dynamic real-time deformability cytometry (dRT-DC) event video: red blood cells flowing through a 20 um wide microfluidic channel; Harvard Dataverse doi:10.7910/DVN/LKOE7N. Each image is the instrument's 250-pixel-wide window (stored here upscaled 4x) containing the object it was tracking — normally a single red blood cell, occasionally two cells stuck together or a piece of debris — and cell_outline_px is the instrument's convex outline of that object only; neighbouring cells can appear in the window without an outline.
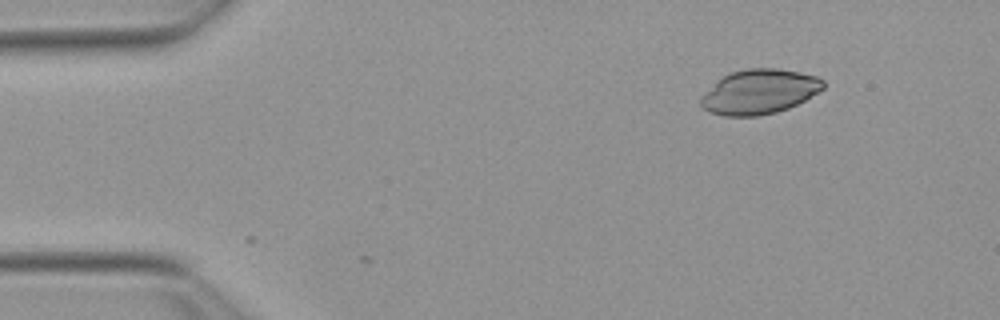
{"species": "Egyptian fruit bat (a non-hibernating species)", "species_latin": "Rousettus aegyptiacus", "temperature_condition": "warm", "stored_images_in_passage": 2, "camera_frame_rate_fps": 3000, "um_per_image_px": 0.085, "animal": {"sex": "female"}, "frame": {"image": 1, "passage_image": 1, "time_ms": 0.0, "image_size_px": [1000, 320], "cell_outline_px": [[824, 88], [804, 100], [788, 108], [776, 112], [760, 116], [724, 116], [708, 112], [700, 104], [700, 96], [704, 92], [728, 72], [748, 68], [776, 68], [800, 72], [816, 76], [824, 80]], "centroid_in_image_um": [64.51, 7.8], "position_along_channel_um": 20.5, "area_um2": 31.91}}